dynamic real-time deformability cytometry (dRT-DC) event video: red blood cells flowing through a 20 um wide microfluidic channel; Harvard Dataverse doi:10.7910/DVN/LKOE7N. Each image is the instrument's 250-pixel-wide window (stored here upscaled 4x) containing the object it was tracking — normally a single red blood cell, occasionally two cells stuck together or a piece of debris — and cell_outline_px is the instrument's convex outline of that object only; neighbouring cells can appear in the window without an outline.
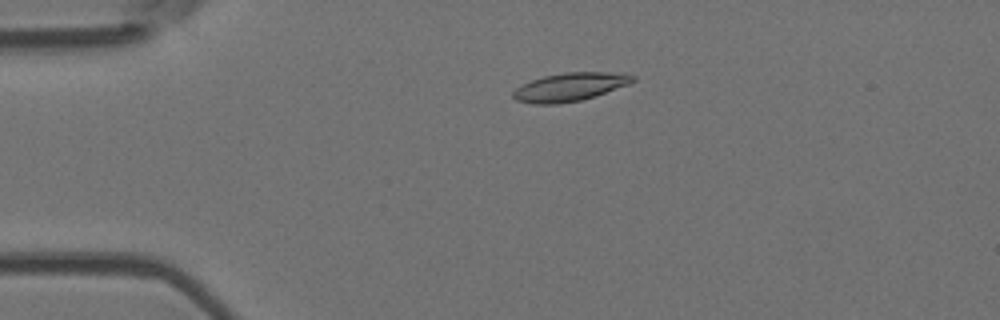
{"species": "Egyptian fruit bat (a non-hibernating species)", "species_latin": "Rousettus aegyptiacus", "temperature_condition": "room temperature", "stored_images_in_passage": 4, "camera_frame_rate_fps": 3000, "um_per_image_px": 0.085, "animal": {"sex": "female"}, "frame": {"image": 1, "passage_image": 3, "time_ms": 2.0, "image_size_px": [1000, 320], "cell_outline_px": [[636, 80], [628, 84], [596, 96], [580, 100], [556, 104], [532, 104], [516, 100], [512, 96], [512, 92], [516, 88], [532, 80], [544, 76], [564, 72], [608, 72], [636, 76]], "centroid_in_image_um": [48.42, 7.39], "position_along_channel_um": 36.6, "area_um2": 19.59}}